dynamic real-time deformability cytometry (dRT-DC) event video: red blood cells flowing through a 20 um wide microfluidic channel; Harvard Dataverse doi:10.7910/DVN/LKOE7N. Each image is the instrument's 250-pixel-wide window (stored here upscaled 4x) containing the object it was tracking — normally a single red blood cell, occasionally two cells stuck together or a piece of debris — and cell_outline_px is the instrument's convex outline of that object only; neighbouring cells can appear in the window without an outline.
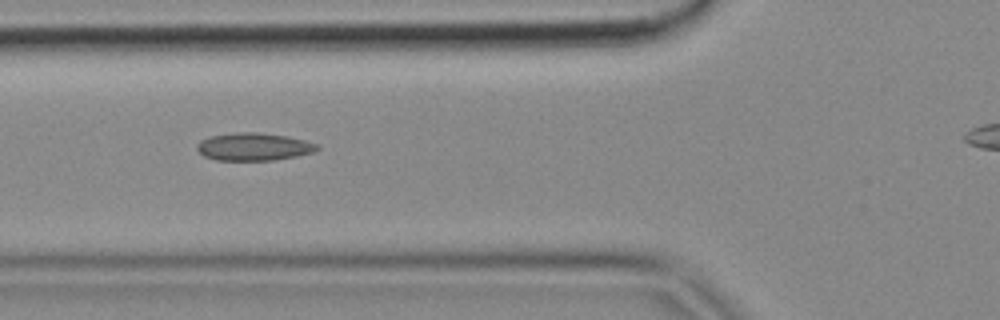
{"species": "common noctule bat (a hibernating species)", "species_latin": "Nyctalus noctula", "temperature_condition": "cold", "stored_images_in_passage": 8, "camera_frame_rate_fps": 3000, "um_per_image_px": 0.085, "animal": {"sex": "female", "body_mass_g": 18.4}, "frame": {"image": 1, "passage_image": 2, "time_ms": 0.333, "image_size_px": [1000, 320], "cell_outline_px": [[320, 148], [312, 152], [296, 156], [272, 160], [216, 160], [204, 156], [196, 148], [196, 144], [200, 140], [208, 136], [236, 132], [256, 132], [288, 136], [304, 140], [316, 144]], "centroid_in_image_um": [21.52, 12.46], "position_along_channel_um": 104.3, "area_um2": 19.36}}